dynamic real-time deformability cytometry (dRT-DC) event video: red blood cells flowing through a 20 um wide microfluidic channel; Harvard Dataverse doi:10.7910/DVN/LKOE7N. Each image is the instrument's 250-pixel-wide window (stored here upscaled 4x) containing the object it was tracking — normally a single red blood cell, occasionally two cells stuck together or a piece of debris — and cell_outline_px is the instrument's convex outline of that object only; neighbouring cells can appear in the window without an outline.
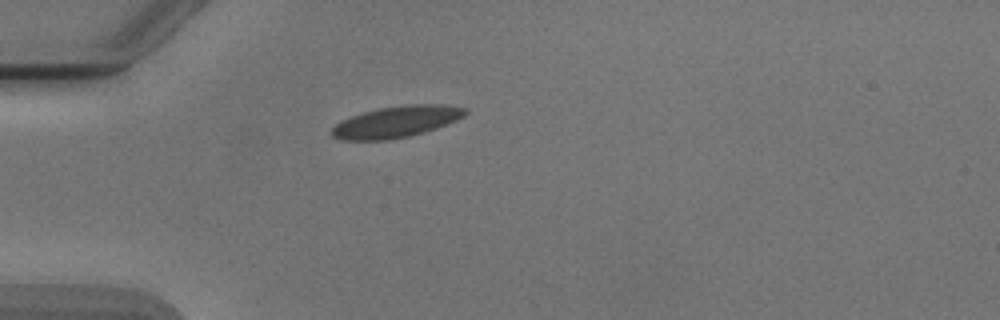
{"species": "Egyptian fruit bat (a non-hibernating species)", "species_latin": "Rousettus aegyptiacus", "temperature_condition": "cold", "stored_images_in_passage": 1, "camera_frame_rate_fps": 3000, "um_per_image_px": 0.085, "animal": {"sex": "male"}, "frame": {"image": 1, "passage_image": 1, "time_ms": 0.0, "image_size_px": [1000, 320], "cell_outline_px": [[468, 112], [464, 116], [456, 120], [436, 128], [424, 132], [408, 136], [388, 140], [344, 140], [332, 136], [332, 128], [340, 120], [364, 112], [380, 108], [404, 104], [444, 104], [468, 108]], "centroid_in_image_um": [33.72, 10.34], "position_along_channel_um": 51.3, "area_um2": 24.39}}